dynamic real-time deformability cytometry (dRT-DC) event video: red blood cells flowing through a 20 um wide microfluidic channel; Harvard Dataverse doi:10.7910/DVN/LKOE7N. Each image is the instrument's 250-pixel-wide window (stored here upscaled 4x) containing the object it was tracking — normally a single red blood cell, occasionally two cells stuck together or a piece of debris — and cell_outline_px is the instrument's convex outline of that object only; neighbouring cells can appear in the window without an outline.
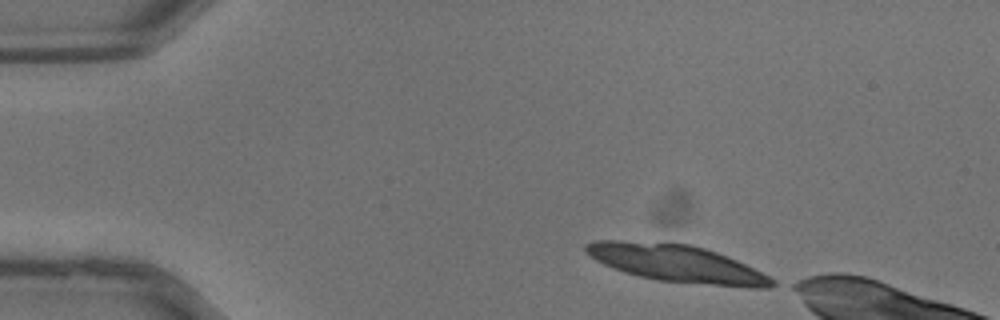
{"species": "common noctule bat (a hibernating species)", "species_latin": "Nyctalus noctula", "temperature_condition": "warm", "stored_images_in_passage": 18, "camera_frame_rate_fps": 3000, "um_per_image_px": 0.085, "animal": {"sex": "male", "body_mass_g": 13.3}, "frame": {"image": 1, "passage_image": 1, "time_ms": 0.0, "image_size_px": [1000, 320], "cell_outline_px": [[776, 284], [768, 288], [748, 288], [656, 280], [624, 272], [612, 268], [596, 260], [584, 252], [584, 244], [596, 240], [620, 240], [692, 244], [716, 252], [736, 260], [776, 280]], "centroid_in_image_um": [57.49, 22.39], "position_along_channel_um": 27.5, "area_um2": 40.34}}